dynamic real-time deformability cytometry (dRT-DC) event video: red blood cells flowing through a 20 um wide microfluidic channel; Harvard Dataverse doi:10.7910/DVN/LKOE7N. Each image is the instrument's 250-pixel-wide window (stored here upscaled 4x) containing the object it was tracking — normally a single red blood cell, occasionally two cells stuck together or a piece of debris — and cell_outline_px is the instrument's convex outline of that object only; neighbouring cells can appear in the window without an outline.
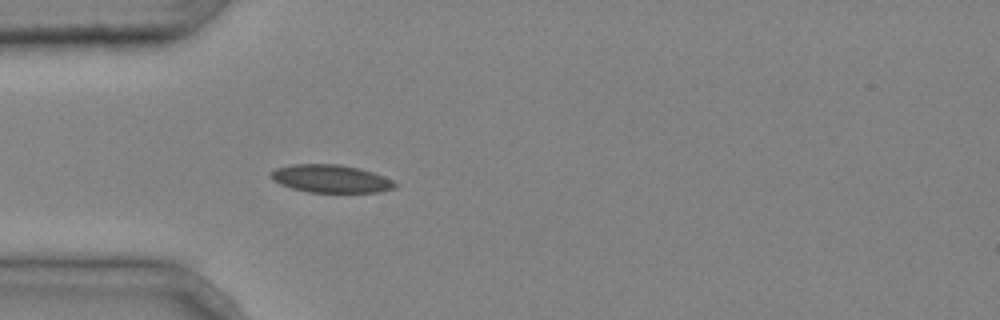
{"species": "common noctule bat (a hibernating species)", "species_latin": "Nyctalus noctula", "temperature_condition": "cold", "stored_images_in_passage": 3, "camera_frame_rate_fps": 3000, "um_per_image_px": 0.085, "animal": {"sex": "male", "body_mass_g": 20.4}, "frame": {"image": 1, "passage_image": 3, "time_ms": 0.667, "image_size_px": [1000, 320], "cell_outline_px": [[396, 188], [380, 192], [308, 192], [292, 188], [280, 184], [272, 180], [268, 176], [276, 168], [292, 164], [340, 164], [360, 168], [384, 176], [392, 180], [396, 184]], "centroid_in_image_um": [28.11, 15.19], "position_along_channel_um": 56.9, "area_um2": 20.23}}